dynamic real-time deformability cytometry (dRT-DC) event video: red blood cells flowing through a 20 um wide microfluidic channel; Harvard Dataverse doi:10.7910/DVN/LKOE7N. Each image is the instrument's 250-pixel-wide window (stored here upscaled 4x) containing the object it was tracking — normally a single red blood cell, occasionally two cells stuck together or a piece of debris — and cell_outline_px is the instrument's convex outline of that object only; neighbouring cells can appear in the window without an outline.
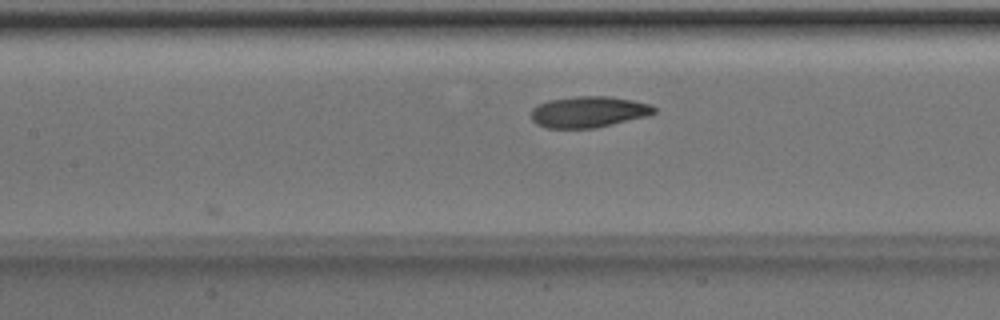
{"species": "Egyptian fruit bat (a non-hibernating species)", "species_latin": "Rousettus aegyptiacus", "temperature_condition": "room temperature", "stored_images_in_passage": 4, "camera_frame_rate_fps": 3000, "um_per_image_px": 0.085, "animal": {"sex": "male"}, "frame": {"image": 1, "passage_image": 4, "time_ms": 1.0, "image_size_px": [1000, 320], "cell_outline_px": [[656, 112], [648, 116], [596, 128], [548, 128], [536, 124], [532, 120], [532, 108], [536, 104], [548, 100], [576, 96], [612, 96], [632, 100], [648, 104], [656, 108]], "centroid_in_image_um": [50.02, 9.51], "position_along_channel_um": 157.4, "area_um2": 22.48}}